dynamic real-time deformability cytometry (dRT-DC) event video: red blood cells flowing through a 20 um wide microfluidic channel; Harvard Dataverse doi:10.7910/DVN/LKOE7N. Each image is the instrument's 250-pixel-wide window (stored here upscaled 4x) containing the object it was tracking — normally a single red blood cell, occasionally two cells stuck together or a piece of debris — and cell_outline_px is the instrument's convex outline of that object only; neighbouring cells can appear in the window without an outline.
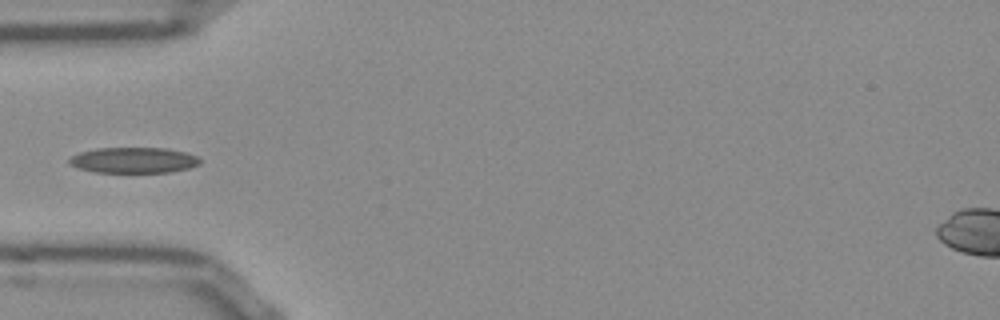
{"species": "Egyptian fruit bat (a non-hibernating species)", "species_latin": "Rousettus aegyptiacus", "temperature_condition": "room temperature", "stored_images_in_passage": 37, "camera_frame_rate_fps": 3000, "um_per_image_px": 0.085, "frame": {"image": 1, "passage_image": 1, "time_ms": 0.0, "image_size_px": [1000, 320], "cell_outline_px": [[200, 164], [188, 168], [168, 172], [96, 172], [76, 168], [68, 164], [68, 160], [72, 156], [80, 152], [96, 148], [168, 148], [184, 152], [196, 156], [200, 160]], "centroid_in_image_um": [11.32, 13.61], "position_along_channel_um": 73.7, "area_um2": 19.54}}
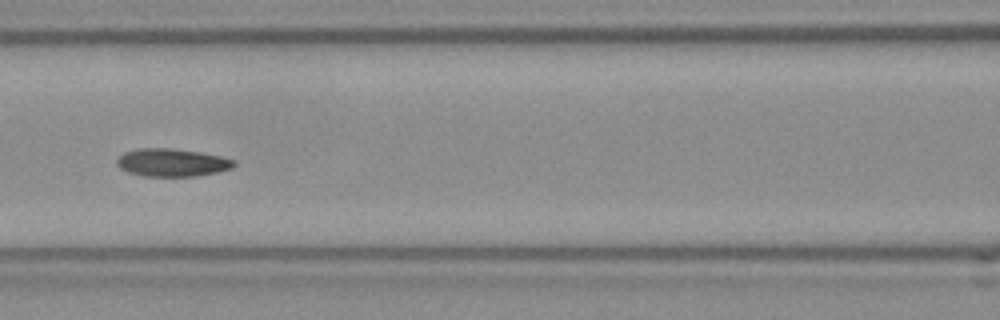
{"frame": {"image": 2, "passage_image": 7, "time_ms": 2.0, "image_size_px": [1000, 320], "cell_outline_px": [[236, 164], [232, 168], [216, 172], [196, 176], [144, 176], [128, 172], [120, 168], [116, 164], [116, 160], [124, 152], [136, 148], [172, 148], [200, 152], [220, 156], [236, 160]], "centroid_in_image_um": [14.61, 13.81], "position_along_channel_um": 152.0, "area_um2": 19.07}}
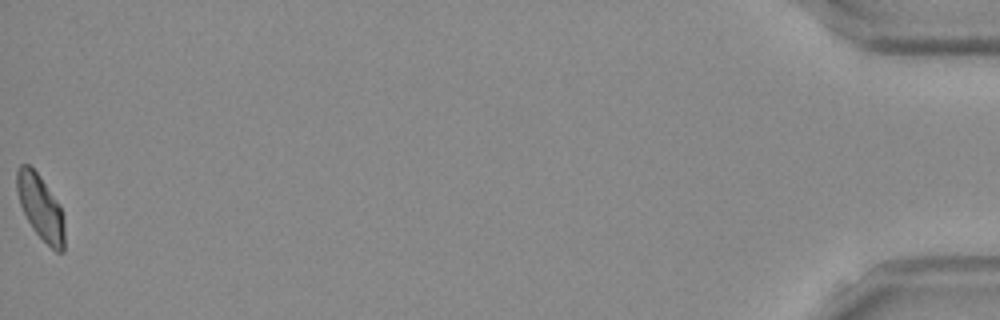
{"frame": {"image": 3, "passage_image": 37, "time_ms": 12.0, "image_size_px": [1000, 320], "cell_outline_px": [[64, 252], [56, 252], [32, 228], [20, 204], [16, 192], [16, 172], [20, 164], [28, 164], [40, 176], [60, 204], [64, 220]], "centroid_in_image_um": [3.45, 17.61], "position_along_channel_um": 431.8, "area_um2": 17.98}}